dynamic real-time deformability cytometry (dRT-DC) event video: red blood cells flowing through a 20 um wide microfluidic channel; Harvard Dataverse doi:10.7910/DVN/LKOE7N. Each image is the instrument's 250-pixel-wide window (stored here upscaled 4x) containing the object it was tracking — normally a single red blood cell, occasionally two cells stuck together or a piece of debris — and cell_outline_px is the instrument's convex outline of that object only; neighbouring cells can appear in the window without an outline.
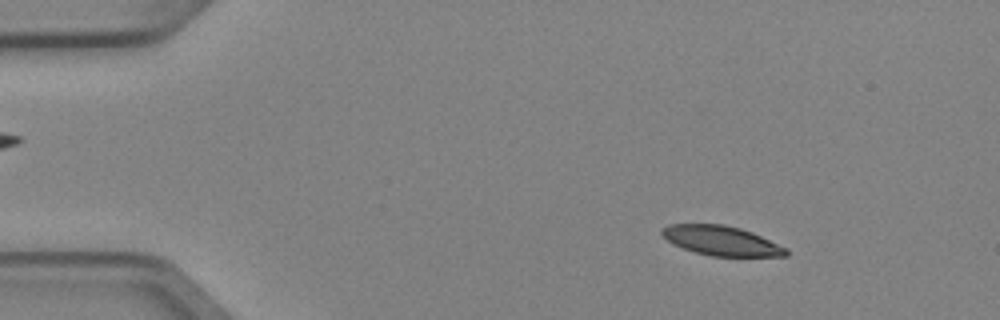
{"species": "Egyptian fruit bat (a non-hibernating species)", "species_latin": "Rousettus aegyptiacus", "temperature_condition": "cold", "stored_images_in_passage": 5, "camera_frame_rate_fps": 3000, "um_per_image_px": 0.085, "animal": {"sex": "female"}, "frame": {"image": 1, "passage_image": 2, "time_ms": 0.333, "image_size_px": [1000, 320], "cell_outline_px": [[788, 256], [712, 256], [696, 252], [672, 244], [660, 232], [668, 224], [724, 224], [740, 228], [752, 232], [788, 248]], "centroid_in_image_um": [61.34, 20.45], "position_along_channel_um": 23.7, "area_um2": 21.27}}
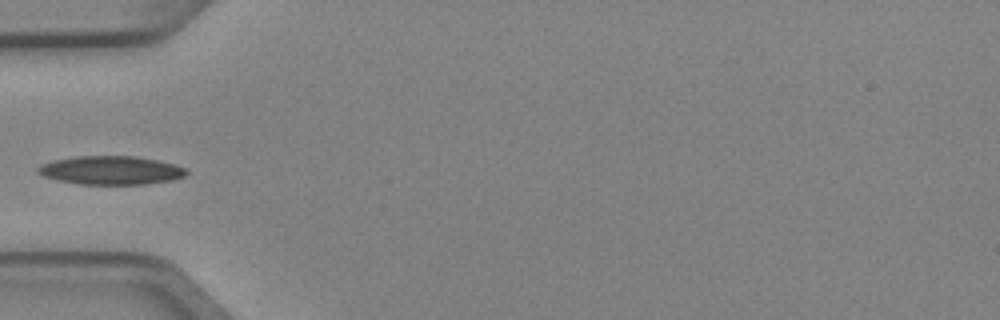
{"frame": {"image": 2, "passage_image": 4, "time_ms": 1.0, "image_size_px": [1000, 320], "cell_outline_px": [[188, 172], [184, 176], [172, 180], [148, 184], [80, 184], [56, 180], [44, 176], [36, 172], [36, 168], [40, 164], [52, 160], [76, 156], [136, 156], [156, 160], [172, 164], [184, 168]], "centroid_in_image_um": [9.37, 14.47], "position_along_channel_um": 75.6, "area_um2": 24.74}}
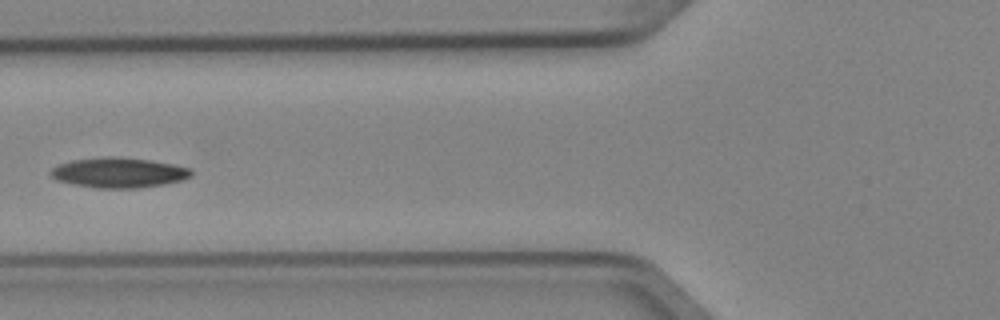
{"frame": {"image": 3, "passage_image": 5, "time_ms": 1.333, "image_size_px": [1000, 320], "cell_outline_px": [[192, 176], [180, 180], [164, 184], [136, 188], [96, 188], [72, 184], [56, 180], [48, 172], [52, 168], [60, 164], [72, 160], [104, 156], [120, 156], [148, 160], [172, 164], [192, 168]], "centroid_in_image_um": [10.07, 14.67], "position_along_channel_um": 115.7, "area_um2": 24.74}}